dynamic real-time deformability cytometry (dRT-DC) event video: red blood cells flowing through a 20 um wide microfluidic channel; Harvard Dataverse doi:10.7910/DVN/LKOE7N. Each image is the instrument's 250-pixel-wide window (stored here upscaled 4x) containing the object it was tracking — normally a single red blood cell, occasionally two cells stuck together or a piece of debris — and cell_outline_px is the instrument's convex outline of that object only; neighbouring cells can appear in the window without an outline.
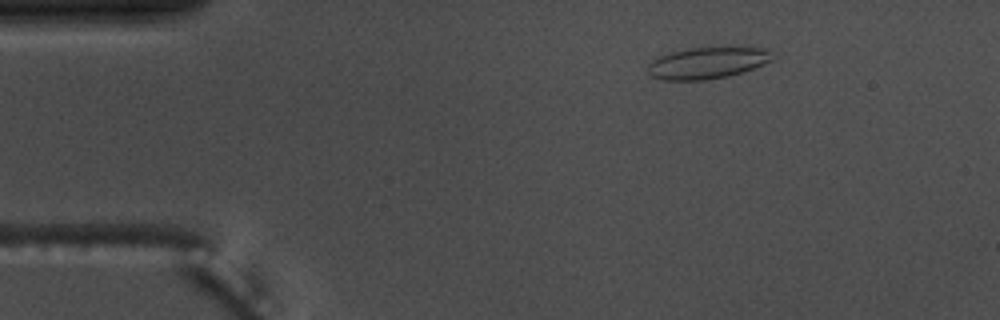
{"species": "common noctule bat (a hibernating species)", "species_latin": "Nyctalus noctula", "temperature_condition": "warm", "stored_images_in_passage": 50, "camera_frame_rate_fps": 3000, "um_per_image_px": 0.085, "animal": {"sex": "male", "body_mass_g": 17.5, "forearm_length_mm": 52.3}, "frame": {"image": 1, "passage_image": 4, "time_ms": 1.0, "image_size_px": [1000, 320], "cell_outline_px": [[772, 60], [764, 64], [744, 72], [728, 76], [704, 80], [660, 80], [652, 76], [648, 72], [648, 64], [652, 60], [668, 52], [692, 48], [720, 44], [768, 48]], "centroid_in_image_um": [60.16, 5.3], "position_along_channel_um": 24.8, "area_um2": 23.81}}
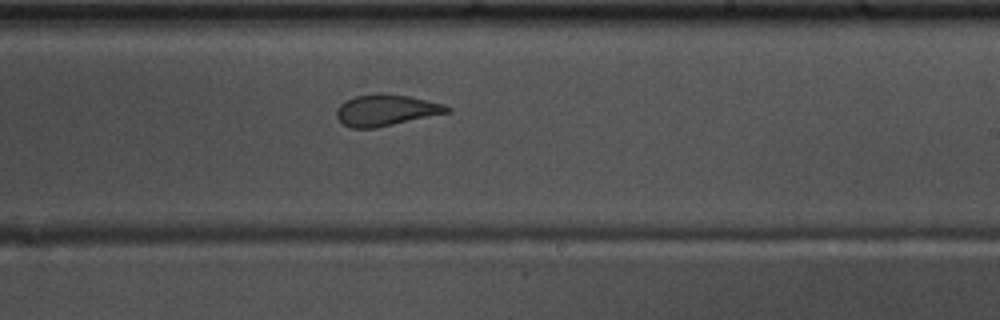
{"frame": {"image": 2, "passage_image": 28, "time_ms": 9.0, "image_size_px": [1000, 320], "cell_outline_px": [[452, 112], [376, 128], [352, 128], [344, 124], [336, 116], [336, 108], [344, 100], [356, 96], [376, 92], [380, 92], [408, 96], [444, 104], [452, 108]], "centroid_in_image_um": [32.82, 9.35], "position_along_channel_um": 256.2, "area_um2": 20.4}}
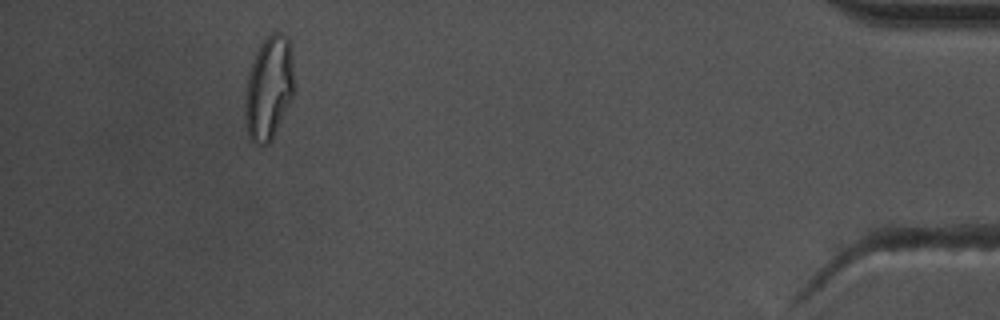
{"frame": {"image": 3, "passage_image": 46, "time_ms": 15.0, "image_size_px": [1000, 320], "cell_outline_px": [[296, 92], [272, 140], [268, 144], [256, 144], [248, 136], [244, 116], [244, 96], [248, 72], [252, 60], [260, 44], [272, 32], [280, 32], [288, 36], [292, 48], [296, 88]], "centroid_in_image_um": [22.88, 7.46], "position_along_channel_um": 412.3, "area_um2": 30.81}, "authors_computed_cell_mechanics": {"area_um2": 21.4438, "velocity_mm_per_s": 3.6943, "shape_relaxation_time_tau1_ms": 8.9597, "shape_relaxation_time_tau2_ms": 1.3065, "deformation_change_tau1": 0.2268, "deformation_change_tau2": 0.1}}